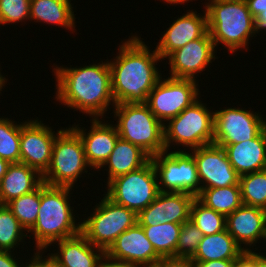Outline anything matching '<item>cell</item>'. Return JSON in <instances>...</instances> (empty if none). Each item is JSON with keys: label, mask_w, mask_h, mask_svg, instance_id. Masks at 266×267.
<instances>
[{"label": "cell", "mask_w": 266, "mask_h": 267, "mask_svg": "<svg viewBox=\"0 0 266 267\" xmlns=\"http://www.w3.org/2000/svg\"><path fill=\"white\" fill-rule=\"evenodd\" d=\"M132 35L121 42L118 55L108 61L111 71V90L115 104L146 103L148 94L161 78L156 67L162 58Z\"/></svg>", "instance_id": "obj_1"}, {"label": "cell", "mask_w": 266, "mask_h": 267, "mask_svg": "<svg viewBox=\"0 0 266 267\" xmlns=\"http://www.w3.org/2000/svg\"><path fill=\"white\" fill-rule=\"evenodd\" d=\"M105 61L79 68L55 66L52 71L57 83L56 100L69 109L90 115L92 119L103 118L109 106H115L111 71L108 61Z\"/></svg>", "instance_id": "obj_2"}, {"label": "cell", "mask_w": 266, "mask_h": 267, "mask_svg": "<svg viewBox=\"0 0 266 267\" xmlns=\"http://www.w3.org/2000/svg\"><path fill=\"white\" fill-rule=\"evenodd\" d=\"M72 189L44 182L40 185L38 217L34 226L27 232L33 233L37 252H45L54 242L81 233V222L77 224L74 209L69 202Z\"/></svg>", "instance_id": "obj_3"}, {"label": "cell", "mask_w": 266, "mask_h": 267, "mask_svg": "<svg viewBox=\"0 0 266 267\" xmlns=\"http://www.w3.org/2000/svg\"><path fill=\"white\" fill-rule=\"evenodd\" d=\"M208 32L215 48L224 44L231 53L248 50L254 37V17L245 0H207L205 4Z\"/></svg>", "instance_id": "obj_4"}, {"label": "cell", "mask_w": 266, "mask_h": 267, "mask_svg": "<svg viewBox=\"0 0 266 267\" xmlns=\"http://www.w3.org/2000/svg\"><path fill=\"white\" fill-rule=\"evenodd\" d=\"M114 107L120 138L139 146L150 157L166 151L163 124L146 103H120Z\"/></svg>", "instance_id": "obj_5"}, {"label": "cell", "mask_w": 266, "mask_h": 267, "mask_svg": "<svg viewBox=\"0 0 266 267\" xmlns=\"http://www.w3.org/2000/svg\"><path fill=\"white\" fill-rule=\"evenodd\" d=\"M87 167L91 168L79 134L72 127L61 128L53 144L50 165L42 175L43 182L74 188L78 178L88 172Z\"/></svg>", "instance_id": "obj_6"}, {"label": "cell", "mask_w": 266, "mask_h": 267, "mask_svg": "<svg viewBox=\"0 0 266 267\" xmlns=\"http://www.w3.org/2000/svg\"><path fill=\"white\" fill-rule=\"evenodd\" d=\"M167 122L163 125L166 151L170 150L172 144L188 147L189 152L213 143L214 112L200 99Z\"/></svg>", "instance_id": "obj_7"}, {"label": "cell", "mask_w": 266, "mask_h": 267, "mask_svg": "<svg viewBox=\"0 0 266 267\" xmlns=\"http://www.w3.org/2000/svg\"><path fill=\"white\" fill-rule=\"evenodd\" d=\"M93 210L88 218L81 220V233L105 252L121 233L137 223V214L133 210L114 203L106 195Z\"/></svg>", "instance_id": "obj_8"}, {"label": "cell", "mask_w": 266, "mask_h": 267, "mask_svg": "<svg viewBox=\"0 0 266 267\" xmlns=\"http://www.w3.org/2000/svg\"><path fill=\"white\" fill-rule=\"evenodd\" d=\"M105 195L114 203L138 214L151 204L159 193L158 178L151 159L141 168L112 179Z\"/></svg>", "instance_id": "obj_9"}, {"label": "cell", "mask_w": 266, "mask_h": 267, "mask_svg": "<svg viewBox=\"0 0 266 267\" xmlns=\"http://www.w3.org/2000/svg\"><path fill=\"white\" fill-rule=\"evenodd\" d=\"M150 159L160 178L159 192H186L196 197L201 192L196 161L190 152L165 151Z\"/></svg>", "instance_id": "obj_10"}, {"label": "cell", "mask_w": 266, "mask_h": 267, "mask_svg": "<svg viewBox=\"0 0 266 267\" xmlns=\"http://www.w3.org/2000/svg\"><path fill=\"white\" fill-rule=\"evenodd\" d=\"M198 83L193 79L161 78L147 97V106L164 125L166 121L178 116L200 97Z\"/></svg>", "instance_id": "obj_11"}, {"label": "cell", "mask_w": 266, "mask_h": 267, "mask_svg": "<svg viewBox=\"0 0 266 267\" xmlns=\"http://www.w3.org/2000/svg\"><path fill=\"white\" fill-rule=\"evenodd\" d=\"M266 128L262 115L245 108L228 107L214 112V137L216 145H231L252 140Z\"/></svg>", "instance_id": "obj_12"}, {"label": "cell", "mask_w": 266, "mask_h": 267, "mask_svg": "<svg viewBox=\"0 0 266 267\" xmlns=\"http://www.w3.org/2000/svg\"><path fill=\"white\" fill-rule=\"evenodd\" d=\"M60 131L54 132L37 118L21 122L20 162L43 175L50 165L53 144Z\"/></svg>", "instance_id": "obj_13"}, {"label": "cell", "mask_w": 266, "mask_h": 267, "mask_svg": "<svg viewBox=\"0 0 266 267\" xmlns=\"http://www.w3.org/2000/svg\"><path fill=\"white\" fill-rule=\"evenodd\" d=\"M191 154L196 161L201 189L240 185V175L232 167L223 147L212 143L191 149Z\"/></svg>", "instance_id": "obj_14"}, {"label": "cell", "mask_w": 266, "mask_h": 267, "mask_svg": "<svg viewBox=\"0 0 266 267\" xmlns=\"http://www.w3.org/2000/svg\"><path fill=\"white\" fill-rule=\"evenodd\" d=\"M215 51L214 42L207 31L201 38L188 42L167 57L170 77L196 80L195 75L205 71L212 60L217 59Z\"/></svg>", "instance_id": "obj_15"}, {"label": "cell", "mask_w": 266, "mask_h": 267, "mask_svg": "<svg viewBox=\"0 0 266 267\" xmlns=\"http://www.w3.org/2000/svg\"><path fill=\"white\" fill-rule=\"evenodd\" d=\"M105 255L133 267H151L162 259L138 223L121 233Z\"/></svg>", "instance_id": "obj_16"}, {"label": "cell", "mask_w": 266, "mask_h": 267, "mask_svg": "<svg viewBox=\"0 0 266 267\" xmlns=\"http://www.w3.org/2000/svg\"><path fill=\"white\" fill-rule=\"evenodd\" d=\"M196 196L186 192H159L155 200L137 214L140 226L159 223L182 224L190 220L191 205Z\"/></svg>", "instance_id": "obj_17"}, {"label": "cell", "mask_w": 266, "mask_h": 267, "mask_svg": "<svg viewBox=\"0 0 266 267\" xmlns=\"http://www.w3.org/2000/svg\"><path fill=\"white\" fill-rule=\"evenodd\" d=\"M189 11L178 17L161 35L155 50L162 59H167L172 52L201 38L208 31L206 10L202 15L196 10Z\"/></svg>", "instance_id": "obj_18"}, {"label": "cell", "mask_w": 266, "mask_h": 267, "mask_svg": "<svg viewBox=\"0 0 266 267\" xmlns=\"http://www.w3.org/2000/svg\"><path fill=\"white\" fill-rule=\"evenodd\" d=\"M226 230L243 250H251L258 240L266 241V210L242 204L226 217Z\"/></svg>", "instance_id": "obj_19"}, {"label": "cell", "mask_w": 266, "mask_h": 267, "mask_svg": "<svg viewBox=\"0 0 266 267\" xmlns=\"http://www.w3.org/2000/svg\"><path fill=\"white\" fill-rule=\"evenodd\" d=\"M90 129L73 125L72 128L79 134L85 151V157L91 168L96 170L105 163L109 155L113 151L115 144L119 138L116 126L102 122V118L90 119ZM81 128V129H80Z\"/></svg>", "instance_id": "obj_20"}, {"label": "cell", "mask_w": 266, "mask_h": 267, "mask_svg": "<svg viewBox=\"0 0 266 267\" xmlns=\"http://www.w3.org/2000/svg\"><path fill=\"white\" fill-rule=\"evenodd\" d=\"M55 243L57 253H48L47 256L56 267H98L105 256V251L95 247L82 233Z\"/></svg>", "instance_id": "obj_21"}, {"label": "cell", "mask_w": 266, "mask_h": 267, "mask_svg": "<svg viewBox=\"0 0 266 267\" xmlns=\"http://www.w3.org/2000/svg\"><path fill=\"white\" fill-rule=\"evenodd\" d=\"M219 146L240 176L266 169V128L252 140Z\"/></svg>", "instance_id": "obj_22"}, {"label": "cell", "mask_w": 266, "mask_h": 267, "mask_svg": "<svg viewBox=\"0 0 266 267\" xmlns=\"http://www.w3.org/2000/svg\"><path fill=\"white\" fill-rule=\"evenodd\" d=\"M43 183L42 175L24 163H11L0 181V203L28 194Z\"/></svg>", "instance_id": "obj_23"}, {"label": "cell", "mask_w": 266, "mask_h": 267, "mask_svg": "<svg viewBox=\"0 0 266 267\" xmlns=\"http://www.w3.org/2000/svg\"><path fill=\"white\" fill-rule=\"evenodd\" d=\"M150 156L139 146L118 138L115 147L105 163L99 168L108 167L107 184L114 178L135 171L144 166Z\"/></svg>", "instance_id": "obj_24"}, {"label": "cell", "mask_w": 266, "mask_h": 267, "mask_svg": "<svg viewBox=\"0 0 266 267\" xmlns=\"http://www.w3.org/2000/svg\"><path fill=\"white\" fill-rule=\"evenodd\" d=\"M243 251L244 250L225 229L212 235H204L196 253L189 262L235 260Z\"/></svg>", "instance_id": "obj_25"}, {"label": "cell", "mask_w": 266, "mask_h": 267, "mask_svg": "<svg viewBox=\"0 0 266 267\" xmlns=\"http://www.w3.org/2000/svg\"><path fill=\"white\" fill-rule=\"evenodd\" d=\"M71 4V0H31L29 21L55 24L74 31L75 16Z\"/></svg>", "instance_id": "obj_26"}, {"label": "cell", "mask_w": 266, "mask_h": 267, "mask_svg": "<svg viewBox=\"0 0 266 267\" xmlns=\"http://www.w3.org/2000/svg\"><path fill=\"white\" fill-rule=\"evenodd\" d=\"M206 207L227 217L243 203L240 185L201 189L196 197Z\"/></svg>", "instance_id": "obj_27"}, {"label": "cell", "mask_w": 266, "mask_h": 267, "mask_svg": "<svg viewBox=\"0 0 266 267\" xmlns=\"http://www.w3.org/2000/svg\"><path fill=\"white\" fill-rule=\"evenodd\" d=\"M146 237L152 243L155 252L162 258L174 259L181 224L159 223L156 226H142Z\"/></svg>", "instance_id": "obj_28"}, {"label": "cell", "mask_w": 266, "mask_h": 267, "mask_svg": "<svg viewBox=\"0 0 266 267\" xmlns=\"http://www.w3.org/2000/svg\"><path fill=\"white\" fill-rule=\"evenodd\" d=\"M242 203L266 210V169L240 176Z\"/></svg>", "instance_id": "obj_29"}, {"label": "cell", "mask_w": 266, "mask_h": 267, "mask_svg": "<svg viewBox=\"0 0 266 267\" xmlns=\"http://www.w3.org/2000/svg\"><path fill=\"white\" fill-rule=\"evenodd\" d=\"M28 232L35 224L40 207V186L34 191L12 199L6 204Z\"/></svg>", "instance_id": "obj_30"}, {"label": "cell", "mask_w": 266, "mask_h": 267, "mask_svg": "<svg viewBox=\"0 0 266 267\" xmlns=\"http://www.w3.org/2000/svg\"><path fill=\"white\" fill-rule=\"evenodd\" d=\"M0 118V158L10 163L20 162L21 122Z\"/></svg>", "instance_id": "obj_31"}, {"label": "cell", "mask_w": 266, "mask_h": 267, "mask_svg": "<svg viewBox=\"0 0 266 267\" xmlns=\"http://www.w3.org/2000/svg\"><path fill=\"white\" fill-rule=\"evenodd\" d=\"M25 231L8 206L0 205V250L13 249L14 252V248L25 240L23 238L30 237Z\"/></svg>", "instance_id": "obj_32"}, {"label": "cell", "mask_w": 266, "mask_h": 267, "mask_svg": "<svg viewBox=\"0 0 266 267\" xmlns=\"http://www.w3.org/2000/svg\"><path fill=\"white\" fill-rule=\"evenodd\" d=\"M190 221L202 231L203 235H212L226 229V217L206 207L197 198L191 205Z\"/></svg>", "instance_id": "obj_33"}, {"label": "cell", "mask_w": 266, "mask_h": 267, "mask_svg": "<svg viewBox=\"0 0 266 267\" xmlns=\"http://www.w3.org/2000/svg\"><path fill=\"white\" fill-rule=\"evenodd\" d=\"M203 236L202 231L192 221L183 222L174 259L190 260L196 253Z\"/></svg>", "instance_id": "obj_34"}, {"label": "cell", "mask_w": 266, "mask_h": 267, "mask_svg": "<svg viewBox=\"0 0 266 267\" xmlns=\"http://www.w3.org/2000/svg\"><path fill=\"white\" fill-rule=\"evenodd\" d=\"M31 0H0V25L30 19Z\"/></svg>", "instance_id": "obj_35"}, {"label": "cell", "mask_w": 266, "mask_h": 267, "mask_svg": "<svg viewBox=\"0 0 266 267\" xmlns=\"http://www.w3.org/2000/svg\"><path fill=\"white\" fill-rule=\"evenodd\" d=\"M234 267H256V252L244 250L234 260Z\"/></svg>", "instance_id": "obj_36"}, {"label": "cell", "mask_w": 266, "mask_h": 267, "mask_svg": "<svg viewBox=\"0 0 266 267\" xmlns=\"http://www.w3.org/2000/svg\"><path fill=\"white\" fill-rule=\"evenodd\" d=\"M43 254L44 252H34V256L28 262L29 264L25 263V267H56L54 262L48 256H44Z\"/></svg>", "instance_id": "obj_37"}, {"label": "cell", "mask_w": 266, "mask_h": 267, "mask_svg": "<svg viewBox=\"0 0 266 267\" xmlns=\"http://www.w3.org/2000/svg\"><path fill=\"white\" fill-rule=\"evenodd\" d=\"M13 251L0 250V267H25V264H18V259H15ZM13 254V255H12Z\"/></svg>", "instance_id": "obj_38"}, {"label": "cell", "mask_w": 266, "mask_h": 267, "mask_svg": "<svg viewBox=\"0 0 266 267\" xmlns=\"http://www.w3.org/2000/svg\"><path fill=\"white\" fill-rule=\"evenodd\" d=\"M151 267H191L187 259H160Z\"/></svg>", "instance_id": "obj_39"}, {"label": "cell", "mask_w": 266, "mask_h": 267, "mask_svg": "<svg viewBox=\"0 0 266 267\" xmlns=\"http://www.w3.org/2000/svg\"><path fill=\"white\" fill-rule=\"evenodd\" d=\"M191 267H234V260H211L207 262H190Z\"/></svg>", "instance_id": "obj_40"}, {"label": "cell", "mask_w": 266, "mask_h": 267, "mask_svg": "<svg viewBox=\"0 0 266 267\" xmlns=\"http://www.w3.org/2000/svg\"><path fill=\"white\" fill-rule=\"evenodd\" d=\"M252 16L256 18L261 12L266 10V0H245Z\"/></svg>", "instance_id": "obj_41"}, {"label": "cell", "mask_w": 266, "mask_h": 267, "mask_svg": "<svg viewBox=\"0 0 266 267\" xmlns=\"http://www.w3.org/2000/svg\"><path fill=\"white\" fill-rule=\"evenodd\" d=\"M266 31V10L261 12L256 18H254V34L259 33L262 30Z\"/></svg>", "instance_id": "obj_42"}, {"label": "cell", "mask_w": 266, "mask_h": 267, "mask_svg": "<svg viewBox=\"0 0 266 267\" xmlns=\"http://www.w3.org/2000/svg\"><path fill=\"white\" fill-rule=\"evenodd\" d=\"M98 267H133L131 265L109 259L106 255L100 261Z\"/></svg>", "instance_id": "obj_43"}, {"label": "cell", "mask_w": 266, "mask_h": 267, "mask_svg": "<svg viewBox=\"0 0 266 267\" xmlns=\"http://www.w3.org/2000/svg\"><path fill=\"white\" fill-rule=\"evenodd\" d=\"M11 163L5 159L0 158V181L2 177L6 174L8 167Z\"/></svg>", "instance_id": "obj_44"}, {"label": "cell", "mask_w": 266, "mask_h": 267, "mask_svg": "<svg viewBox=\"0 0 266 267\" xmlns=\"http://www.w3.org/2000/svg\"><path fill=\"white\" fill-rule=\"evenodd\" d=\"M256 267H266V256L261 253H256Z\"/></svg>", "instance_id": "obj_45"}, {"label": "cell", "mask_w": 266, "mask_h": 267, "mask_svg": "<svg viewBox=\"0 0 266 267\" xmlns=\"http://www.w3.org/2000/svg\"><path fill=\"white\" fill-rule=\"evenodd\" d=\"M164 2H167V3H169L170 5L171 4H183V3H185V2H189V1H192V0H163Z\"/></svg>", "instance_id": "obj_46"}, {"label": "cell", "mask_w": 266, "mask_h": 267, "mask_svg": "<svg viewBox=\"0 0 266 267\" xmlns=\"http://www.w3.org/2000/svg\"><path fill=\"white\" fill-rule=\"evenodd\" d=\"M7 83V79L5 78V76L2 75V73L0 72V91H2V88L4 86L5 88V84ZM1 93V92H0Z\"/></svg>", "instance_id": "obj_47"}]
</instances>
